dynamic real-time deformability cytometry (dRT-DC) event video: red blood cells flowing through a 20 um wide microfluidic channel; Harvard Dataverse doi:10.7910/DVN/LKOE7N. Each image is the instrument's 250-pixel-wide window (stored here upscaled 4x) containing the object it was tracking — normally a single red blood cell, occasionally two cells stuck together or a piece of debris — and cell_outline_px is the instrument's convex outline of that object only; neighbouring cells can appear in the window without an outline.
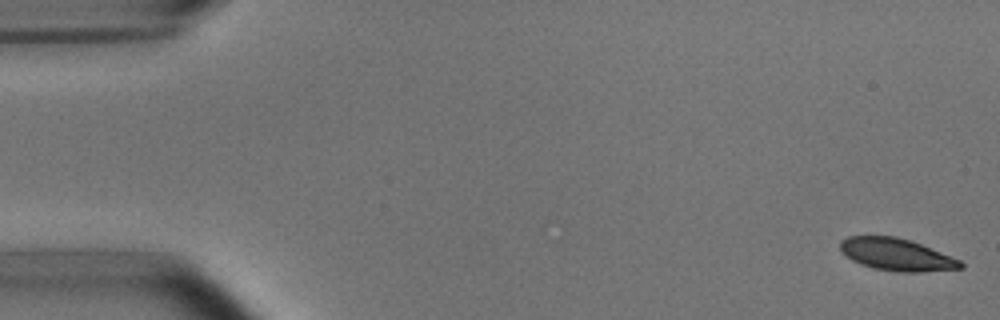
{"species": "common noctule bat (a hibernating species)", "species_latin": "Nyctalus noctula", "temperature_condition": "room temperature", "stored_images_in_passage": 52, "camera_frame_rate_fps": 3000, "um_per_image_px": 0.085, "animal": {"sex": "male", "body_mass_g": 15.6}, "frame": {"image": 1, "passage_image": 1, "time_ms": 0.0, "image_size_px": [1000, 320], "cell_outline_px": [[964, 268], [920, 272], [896, 272], [872, 268], [860, 264], [852, 260], [840, 248], [840, 240], [848, 236], [896, 236], [912, 240], [960, 260], [964, 264]], "centroid_in_image_um": [76.22, 21.64], "position_along_channel_um": 8.8, "area_um2": 22.66}}
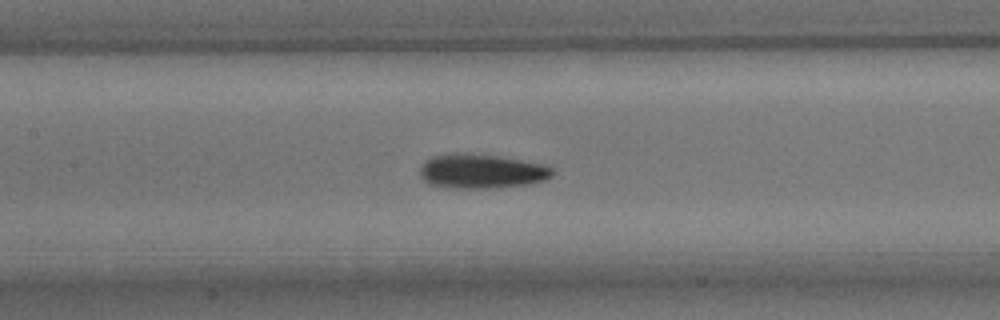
{"frame": {"image": 2, "passage_image": 24, "time_ms": 7.667, "image_size_px": [1000, 320], "cell_outline_px": [[556, 172], [552, 176], [544, 180], [528, 184], [488, 188], [452, 188], [428, 184], [420, 176], [420, 168], [424, 160], [432, 156], [452, 152], [500, 156], [544, 164], [552, 168]], "centroid_in_image_um": [40.91, 14.55], "position_along_channel_um": 166.5, "area_um2": 26.76}}
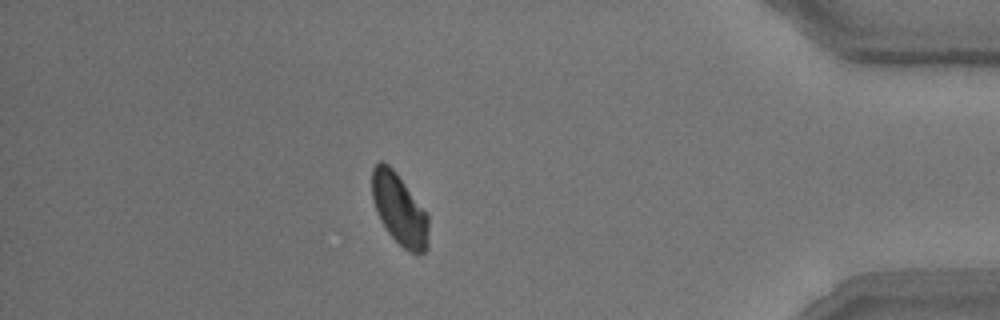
{"frame": {"image": 3, "passage_image": 46, "time_ms": 15.0, "image_size_px": [1000, 320], "cell_outline_px": [[428, 248], [424, 252], [416, 256], [404, 248], [388, 232], [380, 220], [376, 212], [372, 200], [372, 168], [380, 160], [384, 160], [396, 172], [428, 212]], "centroid_in_image_um": [33.96, 17.79], "position_along_channel_um": 401.2, "area_um2": 23.87}, "authors_computed_cell_mechanics": {"area_um2": 24.4205, "velocity_mm_per_s": 3.7649, "shape_relaxation_time_tau1_ms": 2.4754, "shape_relaxation_time_tau2_ms": null, "deformation_change_tau1": 0.086, "deformation_change_tau2": null}}